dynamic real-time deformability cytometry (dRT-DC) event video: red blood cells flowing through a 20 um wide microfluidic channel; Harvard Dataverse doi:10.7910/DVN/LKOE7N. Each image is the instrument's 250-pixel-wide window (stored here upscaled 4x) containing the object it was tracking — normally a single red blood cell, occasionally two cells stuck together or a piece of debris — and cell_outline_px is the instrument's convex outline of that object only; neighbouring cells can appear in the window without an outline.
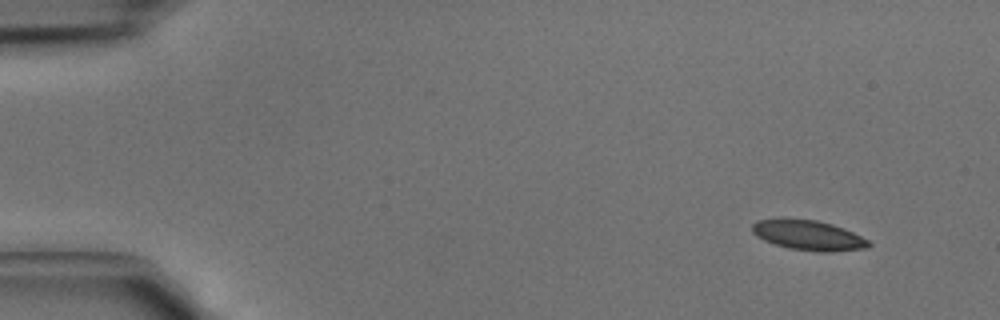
{"species": "common noctule bat (a hibernating species)", "species_latin": "Nyctalus noctula", "temperature_condition": "cold", "stored_images_in_passage": 4, "camera_frame_rate_fps": 3000, "um_per_image_px": 0.085, "animal": {"sex": "male", "body_mass_g": 15.6}, "frame": {"image": 1, "passage_image": 1, "time_ms": 0.0, "image_size_px": [1000, 320], "cell_outline_px": [[872, 244], [868, 248], [832, 252], [820, 252], [788, 248], [764, 240], [756, 236], [752, 232], [752, 224], [756, 220], [780, 216], [816, 220], [832, 224], [852, 232], [868, 240]], "centroid_in_image_um": [68.65, 19.96], "position_along_channel_um": 16.3, "area_um2": 20.81}}
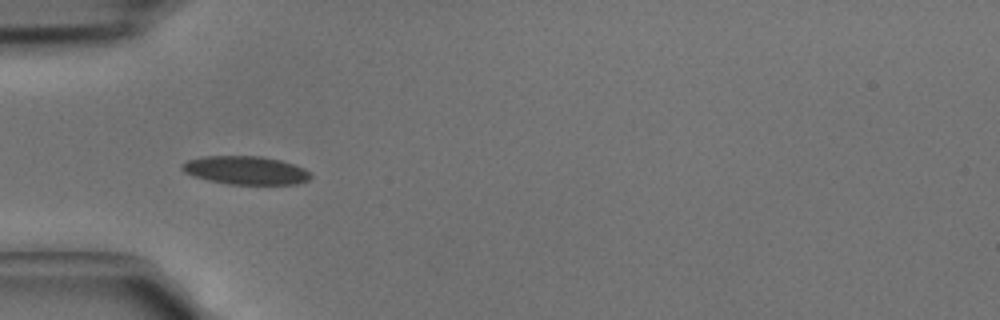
{"frame": {"image": 2, "passage_image": 4, "time_ms": 1.0, "image_size_px": [1000, 320], "cell_outline_px": [[312, 176], [308, 180], [296, 184], [228, 184], [208, 180], [192, 176], [184, 172], [180, 168], [180, 164], [188, 160], [204, 156], [260, 156], [280, 160], [304, 168], [312, 172]], "centroid_in_image_um": [20.87, 14.47], "position_along_channel_um": 64.1, "area_um2": 21.33}}